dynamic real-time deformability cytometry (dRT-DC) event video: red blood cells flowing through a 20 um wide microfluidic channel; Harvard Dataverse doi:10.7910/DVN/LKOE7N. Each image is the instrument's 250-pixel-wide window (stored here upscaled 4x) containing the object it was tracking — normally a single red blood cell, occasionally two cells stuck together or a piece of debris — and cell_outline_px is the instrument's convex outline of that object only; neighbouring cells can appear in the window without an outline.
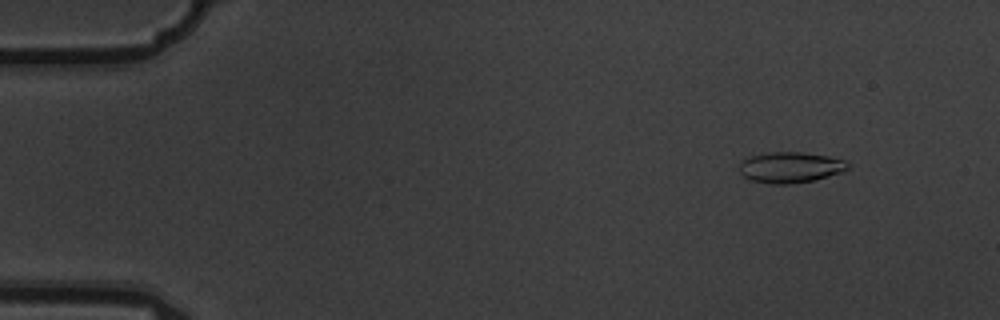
{"species": "common noctule bat (a hibernating species)", "species_latin": "Nyctalus noctula", "temperature_condition": "warm", "stored_images_in_passage": 5, "camera_frame_rate_fps": 3000, "um_per_image_px": 0.085, "animal": {"sex": "male", "body_mass_g": 19.5, "forearm_length_mm": 54.6}, "frame": {"image": 1, "passage_image": 2, "time_ms": 0.333, "image_size_px": [1000, 320], "cell_outline_px": [[852, 164], [844, 172], [816, 180], [792, 184], [772, 184], [752, 180], [744, 176], [740, 172], [740, 164], [744, 160], [752, 156], [768, 152], [800, 152], [828, 156], [844, 160]], "centroid_in_image_um": [67.25, 14.23], "position_along_channel_um": 17.8, "area_um2": 19.54}}